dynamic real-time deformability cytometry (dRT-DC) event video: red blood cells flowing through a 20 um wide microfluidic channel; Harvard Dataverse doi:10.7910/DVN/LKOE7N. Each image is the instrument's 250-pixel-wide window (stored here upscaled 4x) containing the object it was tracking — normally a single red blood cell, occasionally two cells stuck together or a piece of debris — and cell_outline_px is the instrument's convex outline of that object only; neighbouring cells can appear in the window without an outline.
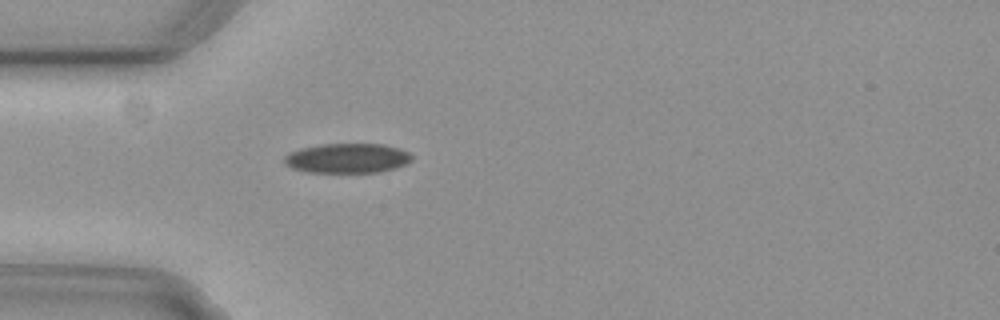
{"species": "common noctule bat (a hibernating species)", "species_latin": "Nyctalus noctula", "temperature_condition": "cold", "stored_images_in_passage": 4, "camera_frame_rate_fps": 3000, "um_per_image_px": 0.085, "animal": {"sex": "female", "body_mass_g": 29.2, "forearm_length_mm": 56.3}, "frame": {"image": 1, "passage_image": 4, "time_ms": 1.0, "image_size_px": [1000, 320], "cell_outline_px": [[412, 160], [404, 164], [380, 172], [308, 172], [292, 168], [284, 164], [284, 156], [288, 152], [300, 148], [320, 144], [384, 144], [400, 148], [408, 152], [412, 156]], "centroid_in_image_um": [29.48, 13.44], "position_along_channel_um": 55.5, "area_um2": 22.08}}